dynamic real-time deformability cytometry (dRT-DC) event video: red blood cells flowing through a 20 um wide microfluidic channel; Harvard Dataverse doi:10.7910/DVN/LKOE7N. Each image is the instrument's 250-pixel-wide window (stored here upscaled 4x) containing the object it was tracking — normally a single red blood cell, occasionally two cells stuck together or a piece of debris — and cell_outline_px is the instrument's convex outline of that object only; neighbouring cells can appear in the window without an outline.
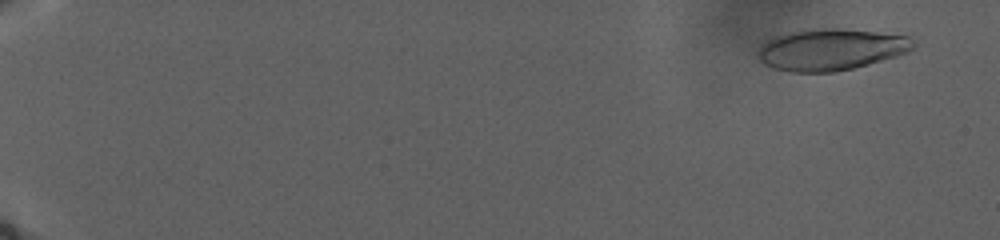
{"species": "human", "species_latin": "Homo sapiens", "temperature_condition": "warm", "stored_images_in_passage": 124, "camera_frame_rate_fps": 3000, "um_per_image_px": 0.085, "donor": {"sex": "male"}, "frame": {"image": 1, "passage_image": 9, "time_ms": 2.0, "image_size_px": [1000, 240], "cell_outline_px": [[916, 48], [908, 52], [896, 56], [868, 64], [836, 72], [792, 72], [776, 68], [764, 64], [760, 60], [760, 44], [776, 36], [788, 32], [812, 28], [836, 28], [876, 32], [908, 36], [916, 44]], "centroid_in_image_um": [70.66, 4.2], "position_along_channel_um": 14.3, "area_um2": 37.45}}
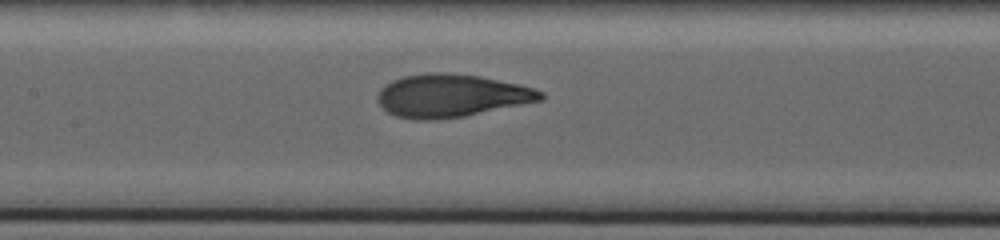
{"frame": {"image": 2, "passage_image": 79, "time_ms": 19.667, "image_size_px": [1000, 240], "cell_outline_px": [[544, 100], [464, 116], [436, 120], [416, 120], [396, 116], [388, 112], [376, 100], [376, 96], [380, 88], [384, 84], [392, 80], [404, 76], [428, 72], [448, 72], [480, 76], [520, 84], [536, 88], [544, 92]], "centroid_in_image_um": [38.36, 8.12], "position_along_channel_um": 169.0, "area_um2": 41.21}}
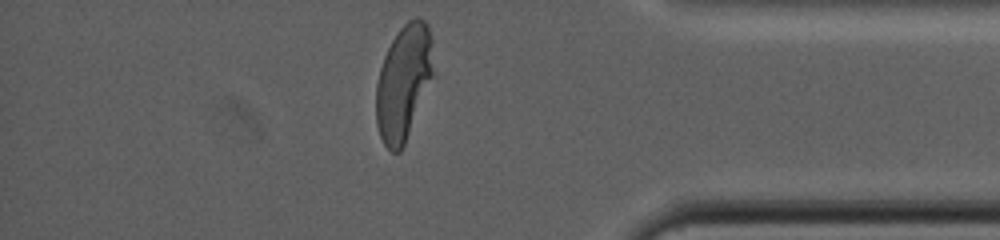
{"frame": {"image": 3, "passage_image": 121, "time_ms": 31.667, "image_size_px": [1000, 240], "cell_outline_px": [[432, 76], [404, 144], [400, 152], [392, 152], [384, 144], [380, 136], [376, 124], [376, 84], [380, 68], [384, 56], [396, 32], [408, 20], [416, 16], [424, 20], [428, 24], [432, 40]], "centroid_in_image_um": [34.28, 6.97], "position_along_channel_um": 400.9, "area_um2": 37.97}, "authors_computed_cell_mechanics": {"area_um2": 38.8416, "velocity_mm_per_s": 2.0712, "shape_relaxation_time_tau1_ms": 9.1117, "shape_relaxation_time_tau2_ms": null, "deformation_change_tau1": 0.2768, "deformation_change_tau2": null}}